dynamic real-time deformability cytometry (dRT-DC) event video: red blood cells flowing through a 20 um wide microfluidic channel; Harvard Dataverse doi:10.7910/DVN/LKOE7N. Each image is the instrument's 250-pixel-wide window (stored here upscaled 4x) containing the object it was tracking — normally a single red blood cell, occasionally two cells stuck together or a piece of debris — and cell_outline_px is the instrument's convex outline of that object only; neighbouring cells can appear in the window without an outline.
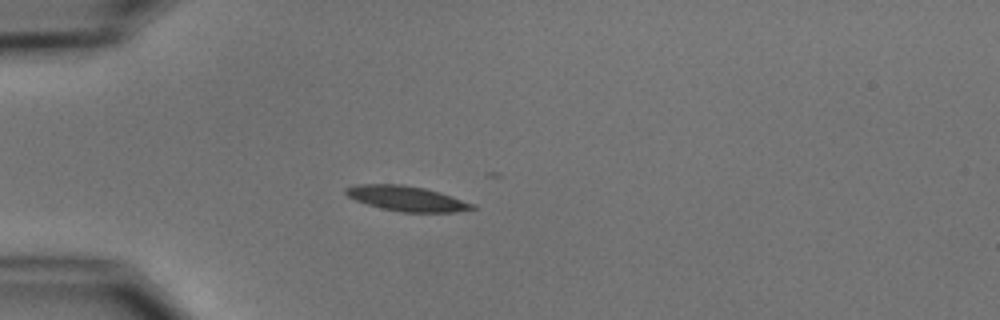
{"species": "common noctule bat (a hibernating species)", "species_latin": "Nyctalus noctula", "temperature_condition": "cold", "stored_images_in_passage": 1, "camera_frame_rate_fps": 3000, "um_per_image_px": 0.085, "animal": {"sex": "male", "body_mass_g": 15.6}, "frame": {"image": 1, "passage_image": 1, "time_ms": 0.0, "image_size_px": [1000, 320], "cell_outline_px": [[476, 208], [456, 212], [400, 212], [380, 208], [356, 200], [348, 196], [344, 192], [344, 188], [356, 184], [400, 184], [424, 188], [440, 192], [476, 204]], "centroid_in_image_um": [34.57, 16.87], "position_along_channel_um": 50.4, "area_um2": 18.55}}